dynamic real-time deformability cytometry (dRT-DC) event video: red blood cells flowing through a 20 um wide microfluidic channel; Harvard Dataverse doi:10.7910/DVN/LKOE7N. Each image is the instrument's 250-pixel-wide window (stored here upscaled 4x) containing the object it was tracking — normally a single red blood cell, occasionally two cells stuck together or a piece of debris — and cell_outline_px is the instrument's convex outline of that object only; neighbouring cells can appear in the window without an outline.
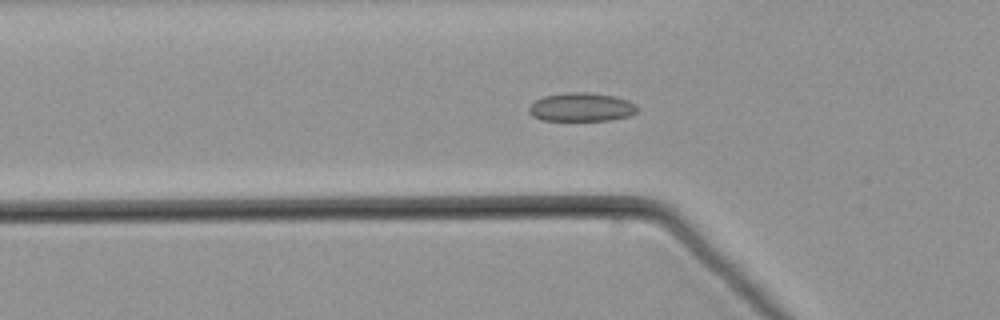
{"species": "common noctule bat (a hibernating species)", "species_latin": "Nyctalus noctula", "temperature_condition": "warm", "stored_images_in_passage": 54, "segment_of_instrument_passage": [1, 2], "camera_frame_rate_fps": 3000, "um_per_image_px": 0.085, "animal": {"sex": "male", "body_mass_g": 21.5, "forearm_length_mm": 52.0}, "frame": {"image": 1, "passage_image": 17, "time_ms": 5.333, "image_size_px": [1000, 320], "cell_outline_px": [[640, 108], [636, 112], [628, 116], [612, 120], [540, 120], [532, 116], [528, 112], [528, 108], [536, 100], [544, 96], [568, 92], [584, 92], [612, 96], [628, 100], [636, 104]], "centroid_in_image_um": [49.42, 9.11], "position_along_channel_um": 76.4, "area_um2": 18.03}}
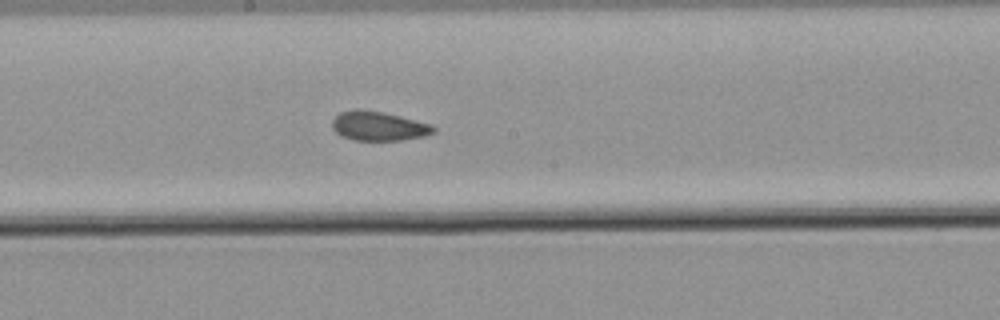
{"frame": {"image": 2, "passage_image": 28, "time_ms": 9.0, "image_size_px": [1000, 320], "cell_outline_px": [[436, 132], [424, 136], [400, 140], [352, 140], [340, 136], [332, 128], [332, 120], [340, 112], [356, 108], [384, 112], [432, 124], [436, 128]], "centroid_in_image_um": [32.17, 10.71], "position_along_channel_um": 216.0, "area_um2": 17.46}}
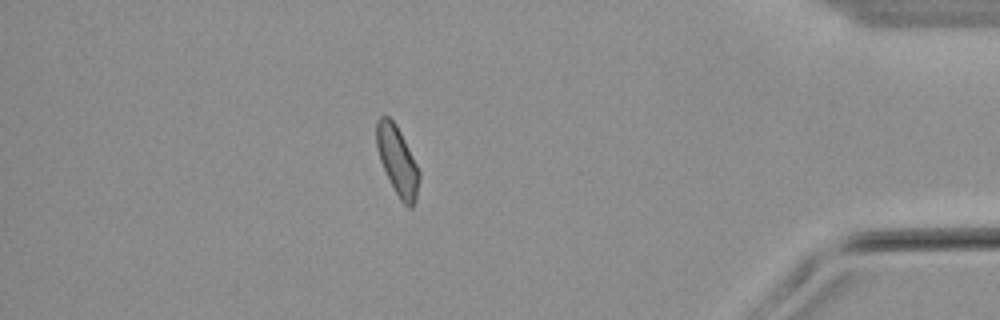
{"frame": {"image": 3, "passage_image": 46, "time_ms": 15.0, "image_size_px": [1000, 320], "cell_outline_px": [[420, 180], [416, 200], [412, 208], [408, 208], [400, 200], [380, 160], [376, 148], [376, 120], [380, 116], [388, 116], [396, 124], [420, 172]], "centroid_in_image_um": [33.78, 13.67], "position_along_channel_um": 401.4, "area_um2": 16.94}}